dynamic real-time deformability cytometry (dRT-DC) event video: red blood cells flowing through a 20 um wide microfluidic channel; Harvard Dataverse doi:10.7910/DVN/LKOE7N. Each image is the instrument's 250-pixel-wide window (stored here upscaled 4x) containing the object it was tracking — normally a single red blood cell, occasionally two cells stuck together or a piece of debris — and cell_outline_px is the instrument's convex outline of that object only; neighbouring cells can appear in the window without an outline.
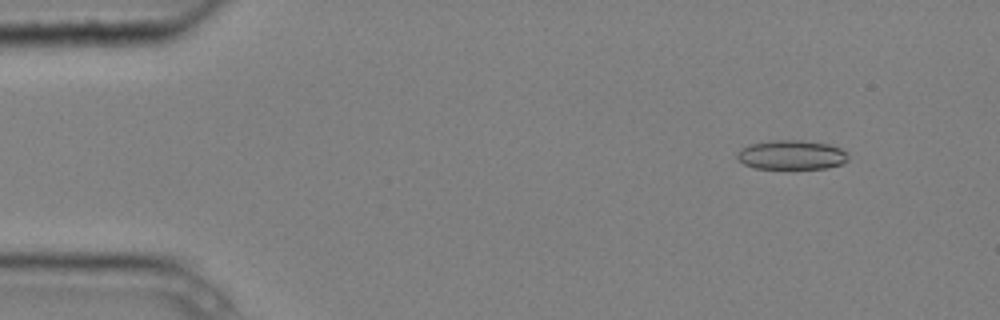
{"species": "common noctule bat (a hibernating species)", "species_latin": "Nyctalus noctula", "temperature_condition": "cold", "stored_images_in_passage": 5, "camera_frame_rate_fps": 3000, "um_per_image_px": 0.085, "animal": {"sex": "male", "body_mass_g": 20.4}, "frame": {"image": 1, "passage_image": 2, "time_ms": 0.333, "image_size_px": [1000, 320], "cell_outline_px": [[848, 160], [840, 164], [828, 168], [756, 168], [744, 164], [736, 156], [736, 152], [748, 144], [768, 140], [800, 140], [828, 144], [840, 148], [848, 156]], "centroid_in_image_um": [67.24, 13.15], "position_along_channel_um": 17.8, "area_um2": 18.9}}
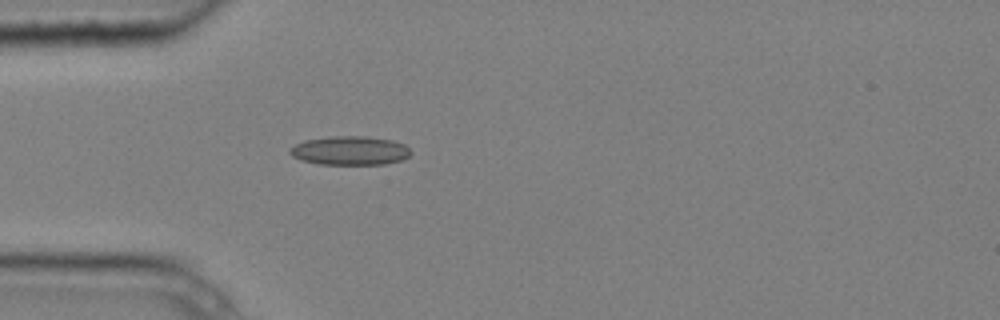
{"frame": {"image": 2, "passage_image": 5, "time_ms": 1.333, "image_size_px": [1000, 320], "cell_outline_px": [[412, 152], [408, 156], [400, 160], [384, 164], [320, 164], [300, 160], [292, 156], [288, 152], [296, 144], [304, 140], [332, 136], [364, 136], [392, 140], [404, 144]], "centroid_in_image_um": [29.73, 12.8], "position_along_channel_um": 55.3, "area_um2": 20.23}}